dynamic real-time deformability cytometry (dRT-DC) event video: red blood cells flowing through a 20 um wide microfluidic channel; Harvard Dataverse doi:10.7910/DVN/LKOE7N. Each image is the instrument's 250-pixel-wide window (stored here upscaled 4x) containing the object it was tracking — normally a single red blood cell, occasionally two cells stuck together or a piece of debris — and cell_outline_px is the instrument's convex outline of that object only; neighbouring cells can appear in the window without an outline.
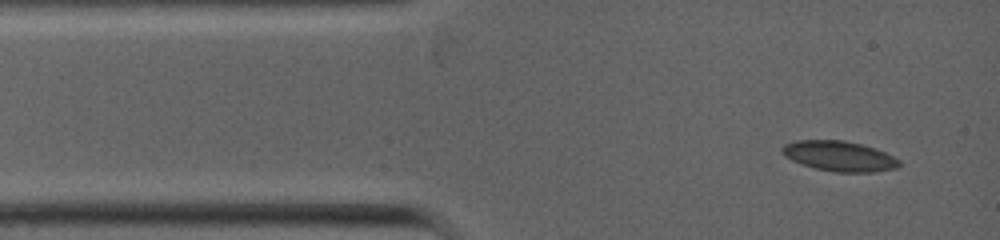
{"species": "common noctule bat (a hibernating species)", "species_latin": "Nyctalus noctula", "temperature_condition": "warm", "stored_images_in_passage": 4, "camera_frame_rate_fps": 5000, "um_per_image_px": 0.085, "animal": {"sex": "female", "body_mass_g": 19.0, "forearm_length_mm": 53.3}, "frame": {"image": 1, "passage_image": 1, "time_ms": 0.0, "image_size_px": [1000, 240], "cell_outline_px": [[900, 164], [896, 168], [876, 172], [836, 172], [816, 168], [800, 164], [784, 156], [780, 152], [780, 148], [784, 144], [796, 140], [844, 140], [860, 144], [884, 152], [900, 160]], "centroid_in_image_um": [71.29, 13.27], "position_along_channel_um": 13.7, "area_um2": 20.58}}
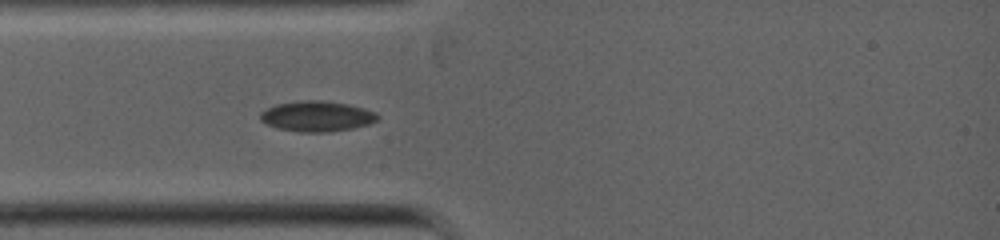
{"frame": {"image": 2, "passage_image": 4, "time_ms": 1.8, "image_size_px": [1000, 240], "cell_outline_px": [[380, 116], [376, 120], [368, 124], [352, 128], [328, 132], [300, 132], [276, 128], [260, 120], [260, 112], [276, 104], [300, 100], [320, 100], [348, 104], [364, 108], [376, 112]], "centroid_in_image_um": [26.93, 9.88], "position_along_channel_um": 58.1, "area_um2": 20.81}}